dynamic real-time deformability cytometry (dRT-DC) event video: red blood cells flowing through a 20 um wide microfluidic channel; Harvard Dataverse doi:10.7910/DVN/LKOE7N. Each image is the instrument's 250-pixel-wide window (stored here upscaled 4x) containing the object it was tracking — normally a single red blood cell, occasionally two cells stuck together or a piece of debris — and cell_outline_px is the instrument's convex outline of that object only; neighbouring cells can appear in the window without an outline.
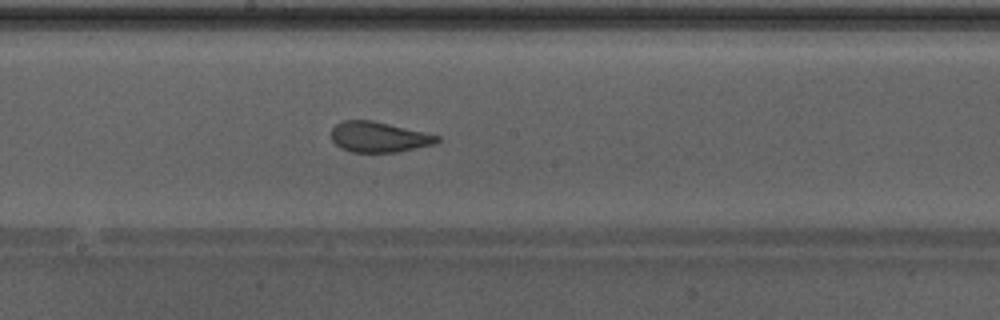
{"species": "Egyptian fruit bat (a non-hibernating species)", "species_latin": "Rousettus aegyptiacus", "temperature_condition": "warm", "stored_images_in_passage": 44, "camera_frame_rate_fps": 3000, "um_per_image_px": 0.085, "animal": {"sex": "male"}, "frame": {"image": 1, "passage_image": 26, "time_ms": 8.333, "image_size_px": [1000, 320], "cell_outline_px": [[440, 140], [436, 144], [400, 152], [352, 152], [340, 148], [332, 140], [332, 128], [336, 124], [344, 120], [372, 120], [424, 132], [440, 136]], "centroid_in_image_um": [32.22, 11.65], "position_along_channel_um": 216.0, "area_um2": 18.84}}